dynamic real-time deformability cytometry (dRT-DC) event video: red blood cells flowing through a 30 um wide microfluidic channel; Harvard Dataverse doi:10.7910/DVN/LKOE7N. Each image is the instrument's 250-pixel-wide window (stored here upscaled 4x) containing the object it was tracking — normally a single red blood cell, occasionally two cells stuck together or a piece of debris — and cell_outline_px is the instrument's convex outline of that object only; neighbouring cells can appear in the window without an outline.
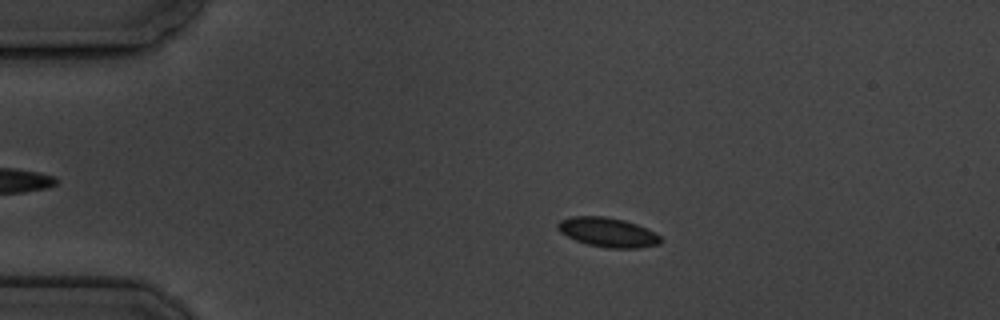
{"species": "common noctule bat (a hibernating species)", "species_latin": "Nyctalus noctula", "temperature_condition": "cold", "stored_images_in_passage": 4, "camera_frame_rate_fps": 3000, "um_per_image_px": 0.085, "animal": {"sex": "male", "body_mass_g": 19.5, "forearm_length_mm": 54.6}, "frame": {"image": 1, "passage_image": 3, "time_ms": 2.333, "image_size_px": [1000, 320], "cell_outline_px": [[664, 240], [660, 244], [640, 248], [608, 248], [588, 244], [576, 240], [560, 232], [556, 228], [556, 224], [560, 220], [572, 216], [604, 216], [624, 220], [636, 224], [660, 236]], "centroid_in_image_um": [51.65, 19.74], "position_along_channel_um": 33.3, "area_um2": 17.57}}